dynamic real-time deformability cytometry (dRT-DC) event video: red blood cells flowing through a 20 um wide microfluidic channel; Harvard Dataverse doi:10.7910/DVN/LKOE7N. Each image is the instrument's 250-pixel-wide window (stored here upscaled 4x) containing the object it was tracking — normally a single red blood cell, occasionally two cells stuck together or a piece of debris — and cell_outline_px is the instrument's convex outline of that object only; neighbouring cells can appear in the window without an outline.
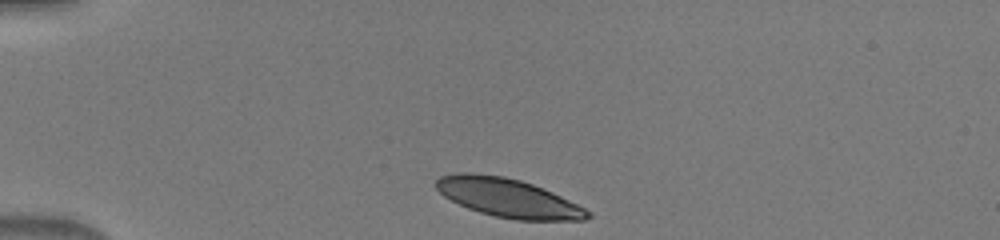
{"species": "human", "species_latin": "Homo sapiens", "temperature_condition": "warm", "stored_images_in_passage": 38, "camera_frame_rate_fps": 3000, "um_per_image_px": 0.085, "donor": {"sex": "male"}, "frame": {"image": 1, "passage_image": 1, "time_ms": 0.0, "image_size_px": [1000, 240], "cell_outline_px": [[592, 216], [584, 220], [516, 220], [496, 216], [480, 212], [468, 208], [444, 196], [436, 188], [436, 180], [440, 176], [456, 172], [472, 172], [504, 176], [520, 180], [532, 184], [552, 192], [592, 212]], "centroid_in_image_um": [43.17, 16.81], "position_along_channel_um": 41.8, "area_um2": 33.99}}
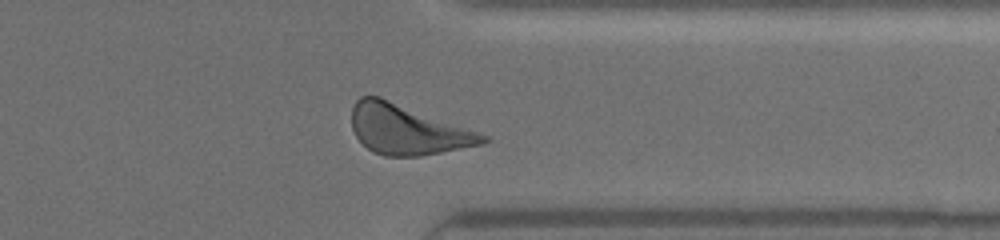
{"frame": {"image": 2, "passage_image": 29, "time_ms": 9.333, "image_size_px": [1000, 240], "cell_outline_px": [[488, 140], [484, 144], [420, 156], [384, 156], [372, 152], [356, 136], [352, 128], [352, 108], [356, 100], [360, 96], [380, 96], [488, 136]], "centroid_in_image_um": [34.59, 11.02], "position_along_channel_um": 376.8, "area_um2": 37.63}}
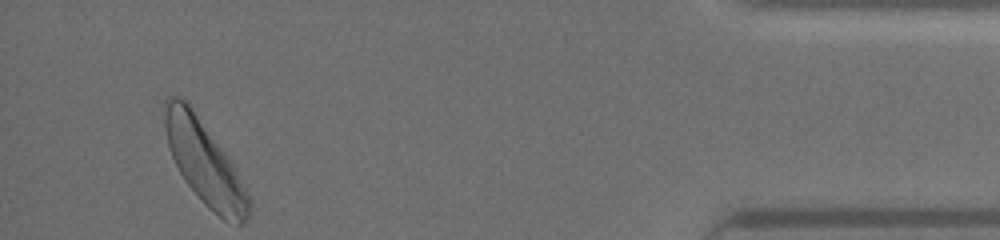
{"frame": {"image": 3, "passage_image": 36, "time_ms": 11.667, "image_size_px": [1000, 240], "cell_outline_px": [[248, 220], [244, 224], [236, 224], [224, 220], [208, 208], [200, 200], [184, 180], [168, 148], [164, 124], [164, 100], [168, 96], [176, 96], [188, 100], [224, 152], [232, 164], [248, 196]], "centroid_in_image_um": [17.32, 13.78], "position_along_channel_um": 417.9, "area_um2": 40.4}}